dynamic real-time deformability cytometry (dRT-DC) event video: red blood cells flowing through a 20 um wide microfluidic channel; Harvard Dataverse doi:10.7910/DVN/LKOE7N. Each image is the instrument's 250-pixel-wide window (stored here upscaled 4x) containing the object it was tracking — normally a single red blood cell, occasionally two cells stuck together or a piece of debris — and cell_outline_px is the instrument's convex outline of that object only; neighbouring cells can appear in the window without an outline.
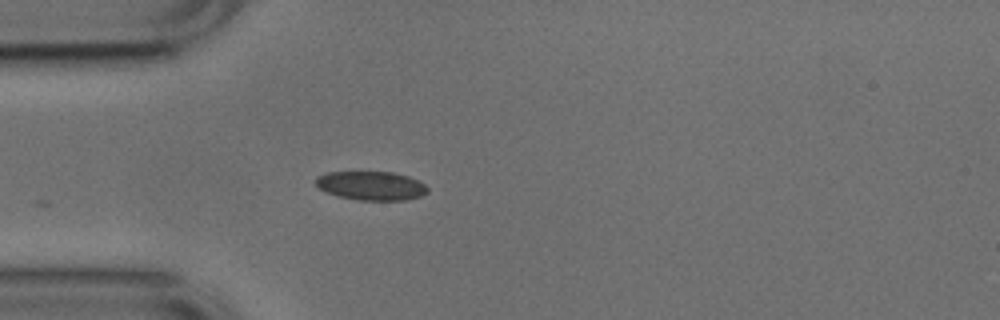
{"species": "common noctule bat (a hibernating species)", "species_latin": "Nyctalus noctula", "temperature_condition": "cold", "stored_images_in_passage": 12, "camera_frame_rate_fps": 3000, "um_per_image_px": 0.085, "animal": {"sex": "male", "body_mass_g": 17.9, "forearm_length_mm": 54.2}, "frame": {"image": 1, "passage_image": 1, "time_ms": 0.0, "image_size_px": [1000, 320], "cell_outline_px": [[428, 192], [420, 196], [404, 200], [360, 200], [340, 196], [328, 192], [320, 188], [316, 184], [316, 176], [328, 172], [392, 172], [408, 176], [420, 180], [428, 188]], "centroid_in_image_um": [31.59, 15.77], "position_along_channel_um": 53.4, "area_um2": 18.67}}
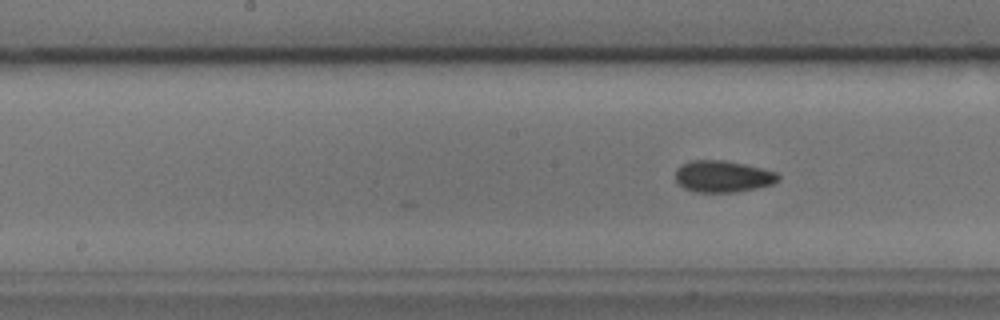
{"frame": {"image": 2, "passage_image": 12, "time_ms": 3.667, "image_size_px": [1000, 320], "cell_outline_px": [[780, 180], [772, 184], [756, 188], [736, 192], [700, 192], [684, 188], [676, 180], [676, 168], [680, 164], [692, 160], [724, 160], [744, 164], [776, 172], [780, 176]], "centroid_in_image_um": [61.43, 14.99], "position_along_channel_um": 186.8, "area_um2": 18.9}}